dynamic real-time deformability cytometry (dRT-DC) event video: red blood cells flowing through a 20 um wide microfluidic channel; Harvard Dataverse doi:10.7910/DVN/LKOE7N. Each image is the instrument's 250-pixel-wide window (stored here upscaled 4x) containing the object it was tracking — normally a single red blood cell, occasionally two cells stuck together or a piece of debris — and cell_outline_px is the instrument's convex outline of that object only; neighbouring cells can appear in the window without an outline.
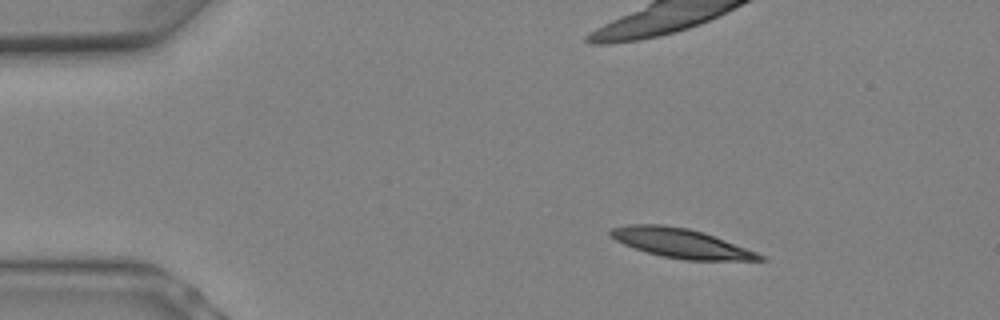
{"species": "Egyptian fruit bat (a non-hibernating species)", "species_latin": "Rousettus aegyptiacus", "temperature_condition": "warm", "stored_images_in_passage": 7, "camera_frame_rate_fps": 3000, "um_per_image_px": 0.085, "animal": {"sex": "female"}, "frame": {"image": 1, "passage_image": 4, "time_ms": 1.0, "image_size_px": [1000, 320], "cell_outline_px": [[768, 260], [684, 260], [660, 256], [624, 244], [616, 240], [608, 232], [612, 228], [628, 224], [664, 224], [688, 228], [704, 232], [756, 252], [764, 256]], "centroid_in_image_um": [57.88, 20.66], "position_along_channel_um": 27.1, "area_um2": 25.32}}